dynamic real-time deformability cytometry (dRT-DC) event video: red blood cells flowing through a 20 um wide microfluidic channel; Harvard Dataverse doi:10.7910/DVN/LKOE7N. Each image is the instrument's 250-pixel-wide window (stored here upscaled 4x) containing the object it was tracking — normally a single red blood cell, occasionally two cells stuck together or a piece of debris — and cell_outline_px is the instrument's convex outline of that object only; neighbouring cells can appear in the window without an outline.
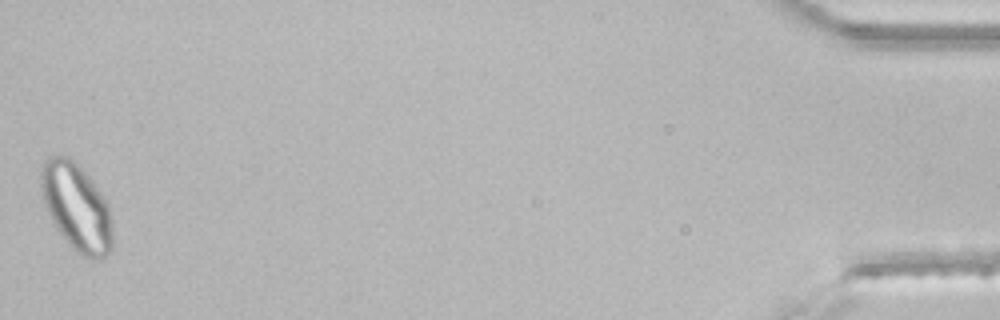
{"species": "common noctule bat (a hibernating species)", "species_latin": "Nyctalus noctula", "temperature_condition": "room temperature", "stored_images_in_passage": 46, "segment_of_instrument_passage": [2, 2], "camera_frame_rate_fps": 3000, "um_per_image_px": 0.085, "animal": {"sex": "male", "body_mass_g": 21.5, "forearm_length_mm": 52.0}, "frame": {"image": 1, "passage_image": 46, "time_ms": 15.0, "image_size_px": [1000, 320], "cell_outline_px": [[112, 252], [100, 260], [92, 260], [80, 256], [68, 244], [56, 228], [48, 212], [40, 188], [40, 168], [44, 160], [48, 156], [68, 156], [88, 176], [104, 196], [108, 204], [112, 216]], "centroid_in_image_um": [6.52, 17.65], "position_along_channel_um": 428.7, "area_um2": 36.82}}